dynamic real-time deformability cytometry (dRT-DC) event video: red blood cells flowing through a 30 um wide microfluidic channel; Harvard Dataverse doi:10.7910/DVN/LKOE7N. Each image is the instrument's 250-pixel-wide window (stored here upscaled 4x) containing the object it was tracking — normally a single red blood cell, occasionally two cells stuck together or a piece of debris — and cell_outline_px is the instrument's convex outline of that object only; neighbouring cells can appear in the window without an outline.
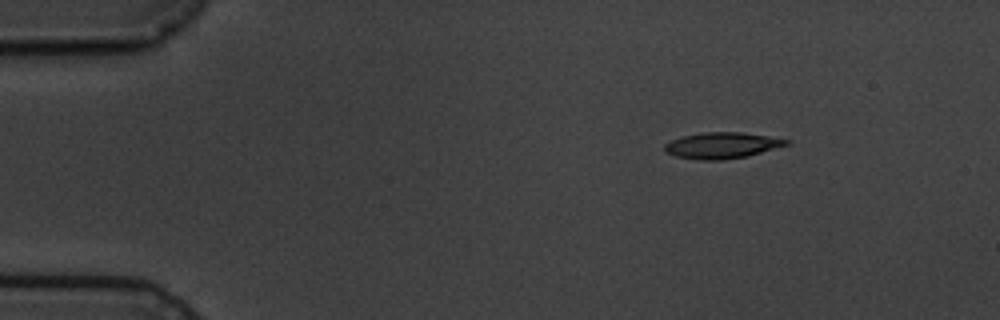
{"species": "common noctule bat (a hibernating species)", "species_latin": "Nyctalus noctula", "temperature_condition": "cold", "stored_images_in_passage": 4, "camera_frame_rate_fps": 3000, "um_per_image_px": 0.085, "animal": {"sex": "male", "body_mass_g": 19.5, "forearm_length_mm": 54.6}, "frame": {"image": 1, "passage_image": 1, "time_ms": 0.0, "image_size_px": [1000, 320], "cell_outline_px": [[792, 144], [748, 156], [720, 160], [696, 160], [676, 156], [664, 152], [664, 144], [680, 136], [704, 132], [740, 132], [768, 136], [792, 140]], "centroid_in_image_um": [61.39, 12.36], "position_along_channel_um": 23.6, "area_um2": 18.79}}
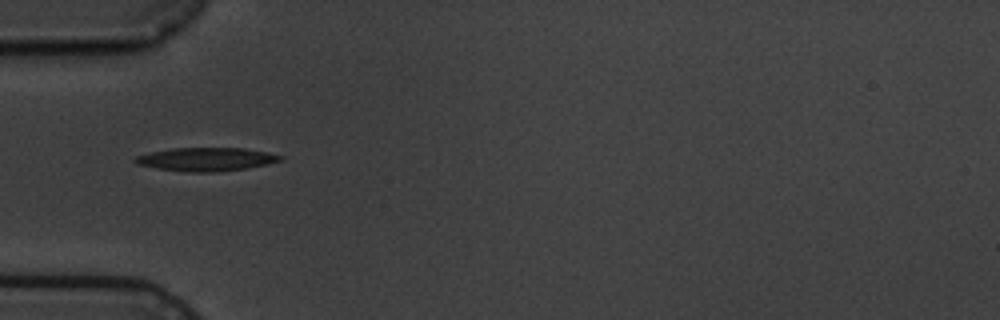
{"frame": {"image": 2, "passage_image": 4, "time_ms": 3.333, "image_size_px": [1000, 320], "cell_outline_px": [[284, 160], [268, 164], [248, 168], [216, 172], [192, 172], [156, 168], [136, 164], [132, 160], [136, 156], [152, 152], [172, 148], [244, 148], [268, 152], [284, 156]], "centroid_in_image_um": [17.57, 13.54], "position_along_channel_um": 67.4, "area_um2": 19.88}}